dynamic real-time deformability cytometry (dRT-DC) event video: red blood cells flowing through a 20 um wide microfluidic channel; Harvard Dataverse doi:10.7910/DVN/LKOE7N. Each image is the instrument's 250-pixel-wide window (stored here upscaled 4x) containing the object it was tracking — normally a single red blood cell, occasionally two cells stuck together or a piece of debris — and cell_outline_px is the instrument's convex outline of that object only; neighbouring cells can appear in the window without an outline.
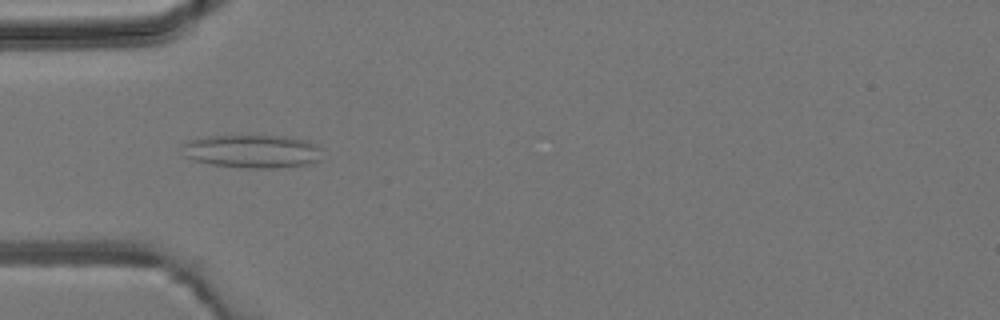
{"species": "common noctule bat (a hibernating species)", "species_latin": "Nyctalus noctula", "temperature_condition": "room temperature", "stored_images_in_passage": 5, "camera_frame_rate_fps": 3000, "um_per_image_px": 0.085, "animal": {"sex": "male", "body_mass_g": 19.2, "forearm_length_mm": 51.8}, "frame": {"image": 1, "passage_image": 5, "time_ms": 4.667, "image_size_px": [1000, 320], "cell_outline_px": [[324, 148], [320, 160], [308, 164], [288, 168], [244, 168], [212, 164], [192, 160], [184, 156], [180, 144], [188, 140], [208, 136], [288, 136], [308, 140]], "centroid_in_image_um": [21.49, 12.86], "position_along_channel_um": 63.5, "area_um2": 27.8}}